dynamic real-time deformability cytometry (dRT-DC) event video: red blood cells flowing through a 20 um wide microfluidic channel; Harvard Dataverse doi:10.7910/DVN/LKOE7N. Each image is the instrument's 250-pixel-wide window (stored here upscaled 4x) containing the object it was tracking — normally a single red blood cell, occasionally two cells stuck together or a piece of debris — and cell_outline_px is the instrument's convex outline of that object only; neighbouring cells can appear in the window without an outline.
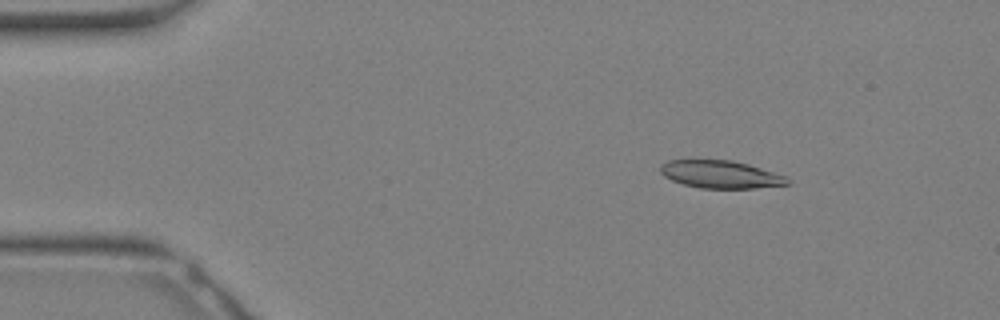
{"species": "Egyptian fruit bat (a non-hibernating species)", "species_latin": "Rousettus aegyptiacus", "temperature_condition": "warm", "stored_images_in_passage": 32, "camera_frame_rate_fps": 3000, "um_per_image_px": 0.085, "animal": {"sex": "female"}, "frame": {"image": 1, "passage_image": 4, "time_ms": 1.0, "image_size_px": [1000, 320], "cell_outline_px": [[792, 184], [756, 188], [700, 188], [684, 184], [672, 180], [664, 176], [660, 172], [660, 164], [668, 160], [732, 160], [748, 164], [784, 176]], "centroid_in_image_um": [61.22, 14.82], "position_along_channel_um": 23.8, "area_um2": 20.35}}
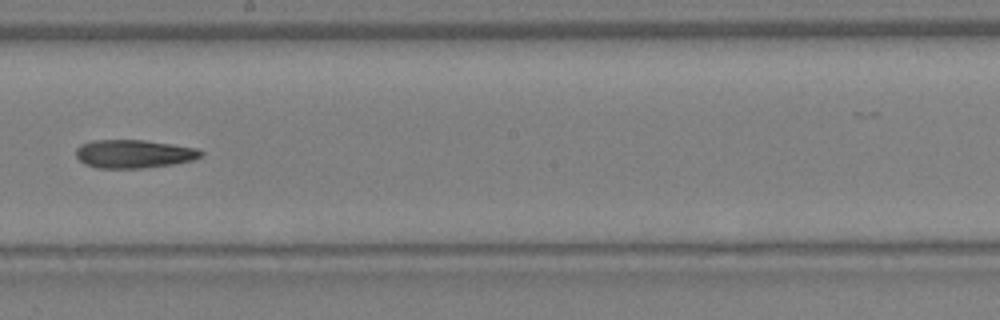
{"frame": {"image": 2, "passage_image": 18, "time_ms": 5.667, "image_size_px": [1000, 320], "cell_outline_px": [[204, 152], [200, 156], [192, 160], [172, 164], [144, 168], [96, 168], [84, 164], [76, 156], [76, 148], [80, 144], [92, 140], [144, 140], [172, 144], [196, 148]], "centroid_in_image_um": [11.33, 13.08], "position_along_channel_um": 236.9, "area_um2": 20.63}}
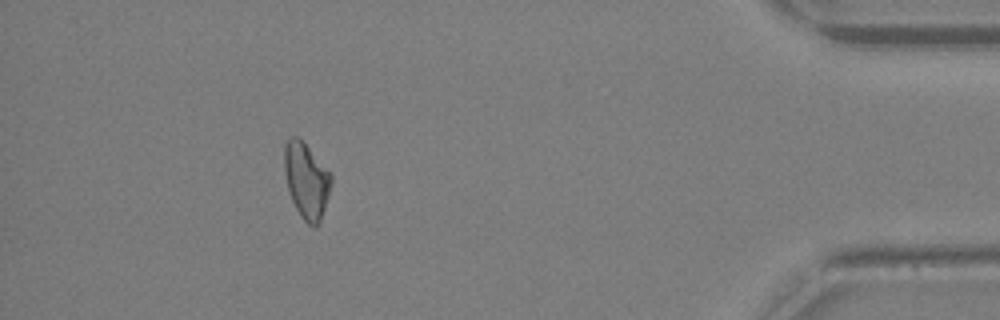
{"frame": {"image": 3, "passage_image": 29, "time_ms": 9.333, "image_size_px": [1000, 320], "cell_outline_px": [[332, 180], [328, 196], [320, 220], [316, 228], [312, 228], [300, 216], [288, 192], [284, 168], [284, 144], [292, 136], [300, 136], [332, 176]], "centroid_in_image_um": [26.02, 15.33], "position_along_channel_um": 409.2, "area_um2": 20.63}}